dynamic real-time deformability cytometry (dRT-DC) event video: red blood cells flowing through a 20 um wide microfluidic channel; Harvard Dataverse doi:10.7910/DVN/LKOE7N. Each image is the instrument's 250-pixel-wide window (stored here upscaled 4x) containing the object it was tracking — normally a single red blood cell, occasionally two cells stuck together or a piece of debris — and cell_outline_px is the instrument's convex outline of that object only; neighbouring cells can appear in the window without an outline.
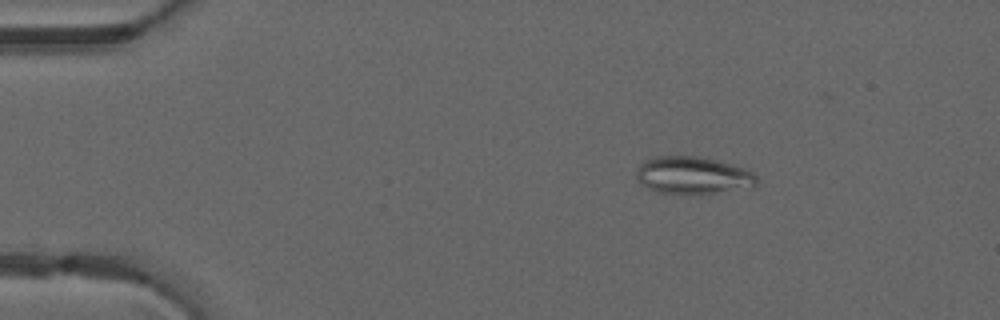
{"species": "common noctule bat (a hibernating species)", "species_latin": "Nyctalus noctula", "temperature_condition": "warm", "stored_images_in_passage": 49, "camera_frame_rate_fps": 3000, "um_per_image_px": 0.085, "animal": {"sex": "male", "forearm_length_mm": 52.5}, "frame": {"image": 1, "passage_image": 7, "time_ms": 2.0, "image_size_px": [1000, 320], "cell_outline_px": [[756, 184], [752, 188], [700, 196], [656, 192], [640, 184], [636, 176], [636, 172], [640, 164], [656, 156], [700, 156], [748, 168], [756, 176]], "centroid_in_image_um": [58.94, 14.94], "position_along_channel_um": 26.1, "area_um2": 27.05}}
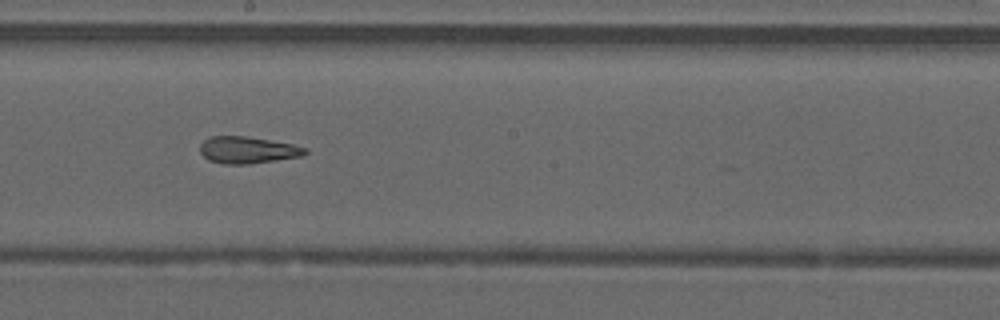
{"frame": {"image": 2, "passage_image": 27, "time_ms": 8.667, "image_size_px": [1000, 320], "cell_outline_px": [[308, 152], [304, 156], [248, 164], [224, 164], [208, 160], [200, 152], [200, 144], [204, 140], [212, 136], [244, 136], [292, 144], [308, 148]], "centroid_in_image_um": [21.06, 12.76], "position_along_channel_um": 227.1, "area_um2": 16.42}}
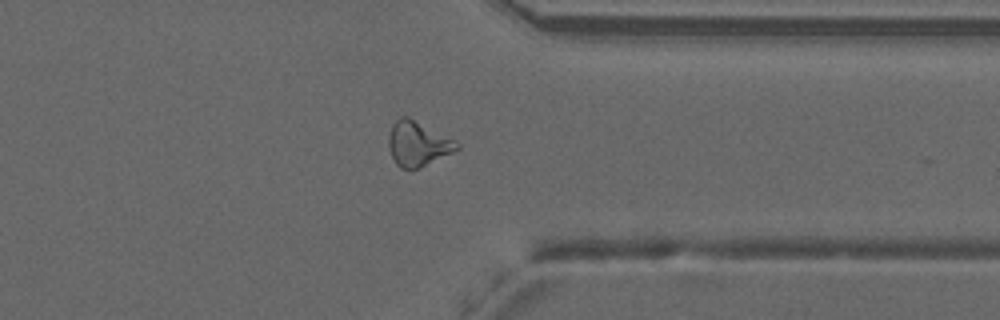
{"frame": {"image": 3, "passage_image": 38, "time_ms": 12.333, "image_size_px": [1000, 320], "cell_outline_px": [[460, 148], [420, 168], [400, 168], [396, 164], [388, 148], [388, 136], [392, 124], [400, 116], [408, 116], [460, 144]], "centroid_in_image_um": [35.46, 12.22], "position_along_channel_um": 375.9, "area_um2": 17.51}, "authors_computed_cell_mechanics": {"area_um2": 18.3804, "velocity_mm_per_s": 4.1359, "shape_relaxation_time_tau1_ms": null, "shape_relaxation_time_tau2_ms": 2.9961, "deformation_change_tau1": null, "deformation_change_tau2": 0.1379}}